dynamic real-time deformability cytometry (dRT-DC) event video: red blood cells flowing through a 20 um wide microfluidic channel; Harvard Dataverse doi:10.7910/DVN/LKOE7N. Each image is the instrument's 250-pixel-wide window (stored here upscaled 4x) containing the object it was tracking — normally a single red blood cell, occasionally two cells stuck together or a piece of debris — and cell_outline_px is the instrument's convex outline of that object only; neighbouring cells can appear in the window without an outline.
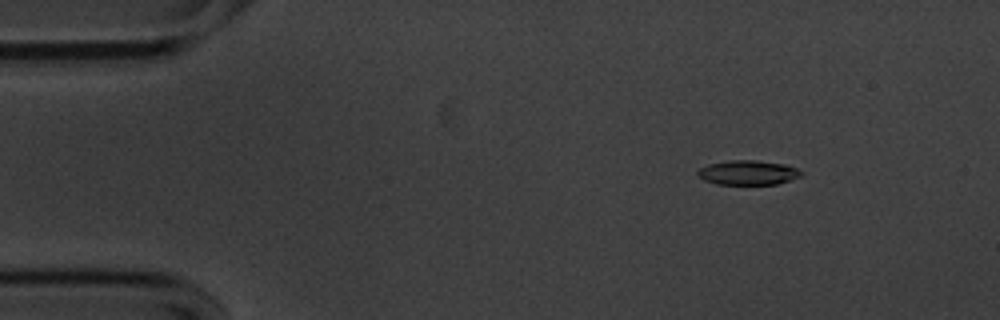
{"species": "common noctule bat (a hibernating species)", "species_latin": "Nyctalus noctula", "temperature_condition": "cold", "stored_images_in_passage": 54, "camera_frame_rate_fps": 3000, "um_per_image_px": 0.085, "animal": {"sex": "male", "body_mass_g": 20.1, "forearm_length_mm": 53.5}, "frame": {"image": 1, "passage_image": 6, "time_ms": 1.667, "image_size_px": [1000, 320], "cell_outline_px": [[804, 172], [800, 176], [776, 184], [716, 184], [704, 180], [696, 172], [700, 168], [708, 164], [728, 160], [756, 160], [784, 164], [796, 168]], "centroid_in_image_um": [63.56, 14.66], "position_along_channel_um": 21.4, "area_um2": 14.68}}
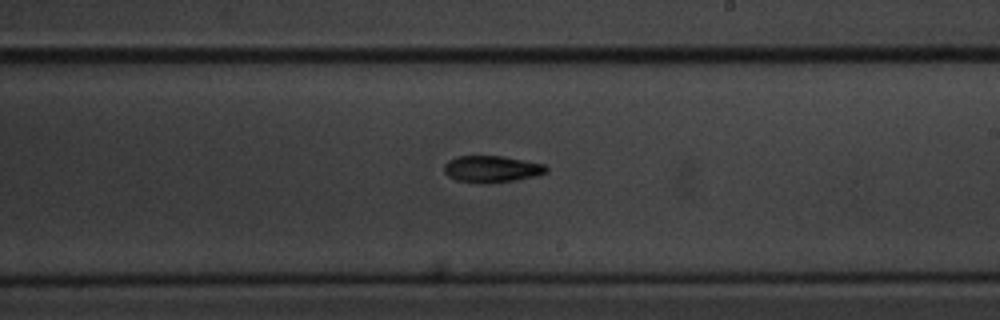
{"frame": {"image": 2, "passage_image": 31, "time_ms": 10.0, "image_size_px": [1000, 320], "cell_outline_px": [[548, 172], [536, 176], [516, 180], [488, 184], [456, 180], [448, 176], [444, 172], [444, 164], [448, 160], [456, 156], [500, 156], [544, 164], [548, 168]], "centroid_in_image_um": [41.78, 14.37], "position_along_channel_um": 247.2, "area_um2": 15.95}}
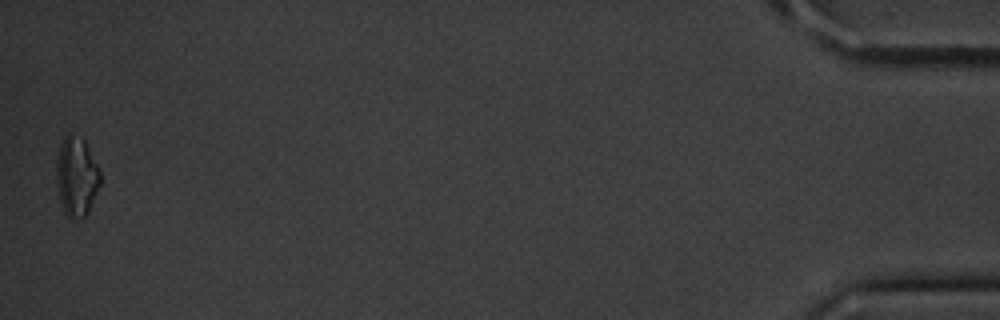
{"frame": {"image": 3, "passage_image": 54, "time_ms": 17.667, "image_size_px": [1000, 320], "cell_outline_px": [[100, 184], [88, 212], [84, 220], [72, 220], [64, 212], [60, 200], [56, 184], [56, 160], [60, 144], [64, 136], [68, 136], [84, 140], [100, 168]], "centroid_in_image_um": [6.5, 15.08], "position_along_channel_um": 428.7, "area_um2": 20.35}, "authors_computed_cell_mechanics": {"area_um2": 15.5193, "velocity_mm_per_s": 3.5815, "shape_relaxation_time_tau1_ms": 2.7234, "shape_relaxation_time_tau2_ms": null, "deformation_change_tau1": 0.1423, "deformation_change_tau2": null}}